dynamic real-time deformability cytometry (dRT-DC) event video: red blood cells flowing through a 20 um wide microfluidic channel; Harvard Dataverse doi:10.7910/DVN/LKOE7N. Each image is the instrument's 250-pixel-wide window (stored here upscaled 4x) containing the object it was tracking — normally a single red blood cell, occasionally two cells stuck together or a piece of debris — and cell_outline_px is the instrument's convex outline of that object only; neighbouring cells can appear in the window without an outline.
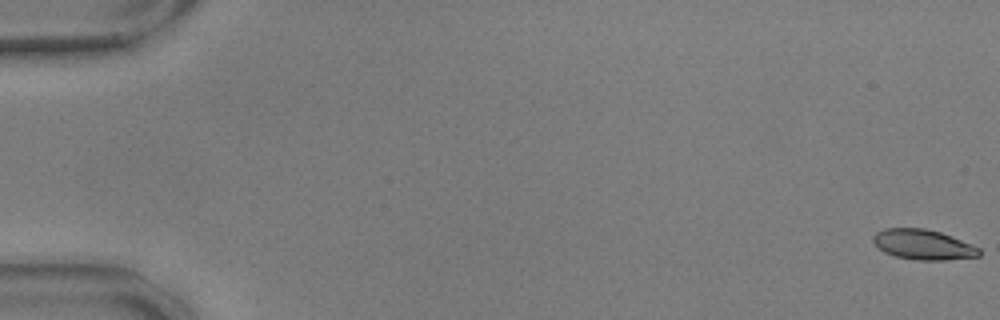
{"species": "common noctule bat (a hibernating species)", "species_latin": "Nyctalus noctula", "temperature_condition": "warm", "stored_images_in_passage": 57, "camera_frame_rate_fps": 3000, "um_per_image_px": 0.085, "animal": {"sex": "male", "body_mass_g": 17.9, "forearm_length_mm": 54.2}, "frame": {"image": 1, "passage_image": 1, "time_ms": 0.0, "image_size_px": [1000, 320], "cell_outline_px": [[980, 256], [944, 260], [916, 260], [896, 256], [884, 252], [872, 240], [872, 236], [876, 232], [884, 228], [924, 228], [940, 232], [972, 244], [980, 248]], "centroid_in_image_um": [78.47, 20.78], "position_along_channel_um": 6.5, "area_um2": 18.55}}
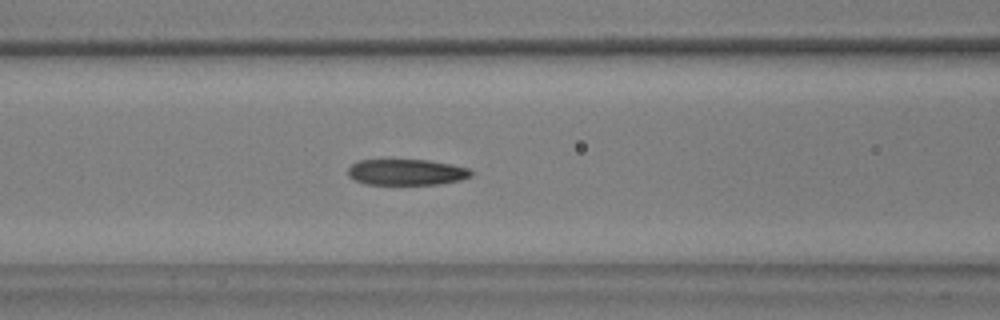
{"frame": {"image": 2, "passage_image": 25, "time_ms": 8.0, "image_size_px": [1000, 320], "cell_outline_px": [[472, 176], [460, 180], [440, 184], [364, 184], [348, 176], [348, 168], [356, 160], [428, 160], [452, 164], [468, 168], [472, 172]], "centroid_in_image_um": [34.55, 14.63], "position_along_channel_um": 132.1, "area_um2": 18.67}}
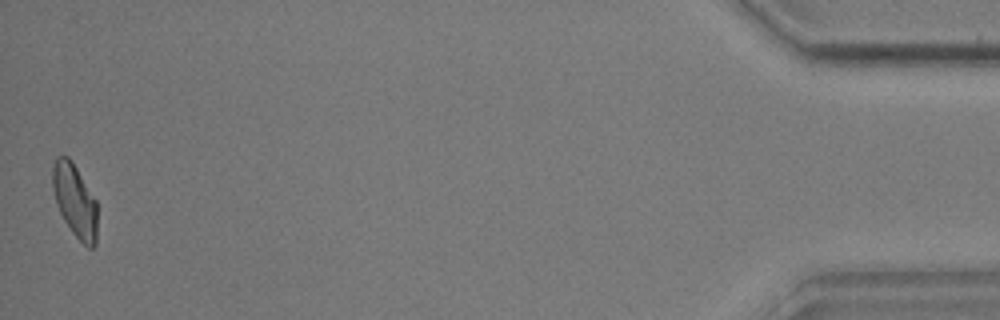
{"frame": {"image": 3, "passage_image": 57, "time_ms": 18.667, "image_size_px": [1000, 320], "cell_outline_px": [[96, 244], [92, 248], [88, 248], [72, 232], [64, 220], [56, 204], [52, 188], [52, 164], [56, 156], [68, 156], [72, 160], [96, 200]], "centroid_in_image_um": [6.34, 17.02], "position_along_channel_um": 428.9, "area_um2": 19.07}, "authors_computed_cell_mechanics": {"area_um2": 19.4208, "velocity_mm_per_s": 3.596, "shape_relaxation_time_tau1_ms": 4.1923, "shape_relaxation_time_tau2_ms": 1.859, "deformation_change_tau1": 0.1619, "deformation_change_tau2": 0.0967}}